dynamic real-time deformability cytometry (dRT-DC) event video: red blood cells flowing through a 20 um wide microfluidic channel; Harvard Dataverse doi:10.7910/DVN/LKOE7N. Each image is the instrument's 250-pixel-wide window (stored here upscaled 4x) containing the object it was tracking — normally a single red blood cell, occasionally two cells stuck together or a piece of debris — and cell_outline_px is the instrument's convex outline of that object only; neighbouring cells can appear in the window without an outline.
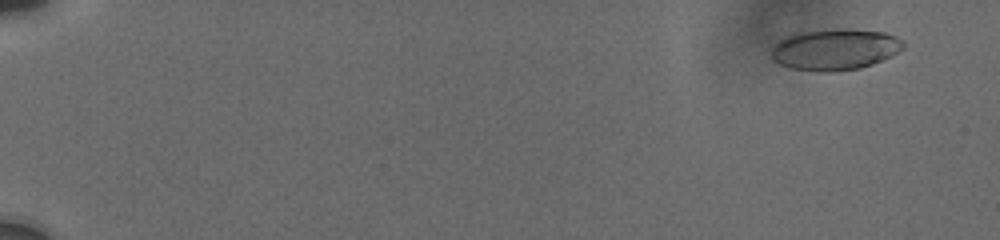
{"species": "human", "species_latin": "Homo sapiens", "temperature_condition": "cold", "stored_images_in_passage": 69, "camera_frame_rate_fps": 3000, "um_per_image_px": 0.085, "donor": {"sex": "male"}, "frame": {"image": 1, "passage_image": 5, "time_ms": 1.0, "image_size_px": [1000, 240], "cell_outline_px": [[904, 48], [892, 56], [872, 64], [860, 68], [828, 72], [816, 72], [792, 68], [780, 64], [772, 60], [772, 48], [780, 40], [796, 32], [884, 32], [896, 36], [904, 44]], "centroid_in_image_um": [70.96, 4.27], "position_along_channel_um": 14.0, "area_um2": 30.46}}
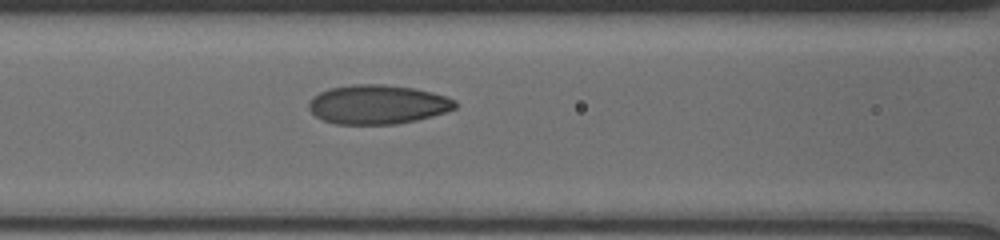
{"frame": {"image": 2, "passage_image": 37, "time_ms": 9.0, "image_size_px": [1000, 240], "cell_outline_px": [[456, 108], [432, 116], [416, 120], [396, 124], [336, 124], [324, 120], [316, 116], [308, 108], [308, 104], [320, 92], [328, 88], [352, 84], [380, 84], [416, 88], [432, 92], [456, 100]], "centroid_in_image_um": [32.11, 8.87], "position_along_channel_um": 134.5, "area_um2": 33.29}}
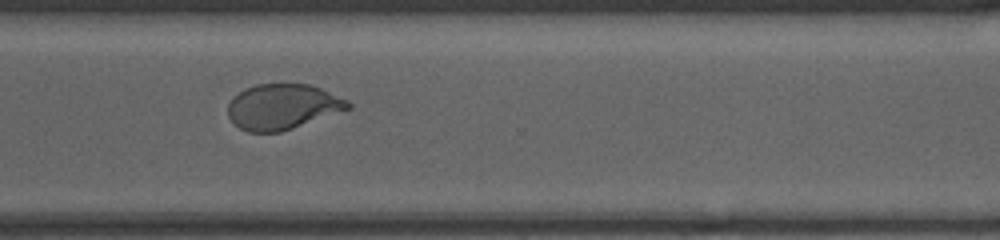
{"frame": {"image": 3, "passage_image": 68, "time_ms": 14.667, "image_size_px": [1000, 240], "cell_outline_px": [[352, 108], [280, 132], [248, 132], [240, 128], [228, 116], [228, 104], [232, 96], [244, 88], [256, 84], [312, 84], [348, 100], [352, 104]], "centroid_in_image_um": [24.02, 9.05], "position_along_channel_um": 346.6, "area_um2": 31.85}}